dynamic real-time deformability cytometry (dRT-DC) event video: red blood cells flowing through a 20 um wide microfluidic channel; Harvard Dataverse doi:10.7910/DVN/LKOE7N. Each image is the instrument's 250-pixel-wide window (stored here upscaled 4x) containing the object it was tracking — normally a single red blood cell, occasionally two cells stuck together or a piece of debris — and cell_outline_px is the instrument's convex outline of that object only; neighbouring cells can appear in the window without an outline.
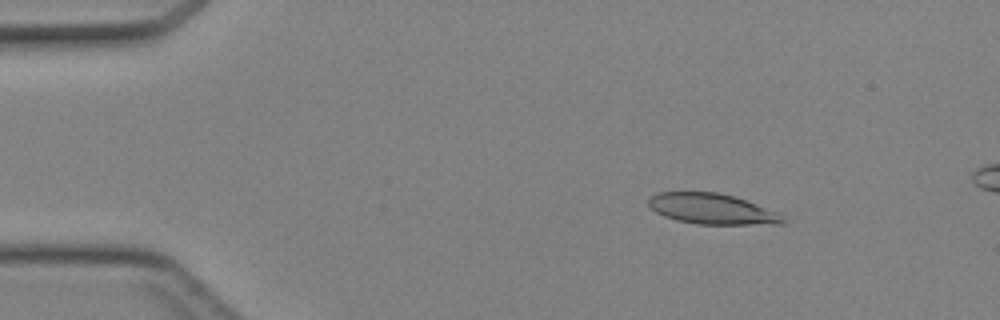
{"species": "Egyptian fruit bat (a non-hibernating species)", "species_latin": "Rousettus aegyptiacus", "temperature_condition": "cold", "stored_images_in_passage": 8, "camera_frame_rate_fps": 3000, "um_per_image_px": 0.085, "animal": {"sex": "female"}, "frame": {"image": 1, "passage_image": 2, "time_ms": 0.333, "image_size_px": [1000, 320], "cell_outline_px": [[784, 224], [696, 224], [676, 220], [664, 216], [656, 212], [648, 204], [648, 200], [652, 196], [660, 192], [720, 192], [736, 196], [780, 212], [784, 220]], "centroid_in_image_um": [60.57, 17.75], "position_along_channel_um": 24.4, "area_um2": 24.1}}